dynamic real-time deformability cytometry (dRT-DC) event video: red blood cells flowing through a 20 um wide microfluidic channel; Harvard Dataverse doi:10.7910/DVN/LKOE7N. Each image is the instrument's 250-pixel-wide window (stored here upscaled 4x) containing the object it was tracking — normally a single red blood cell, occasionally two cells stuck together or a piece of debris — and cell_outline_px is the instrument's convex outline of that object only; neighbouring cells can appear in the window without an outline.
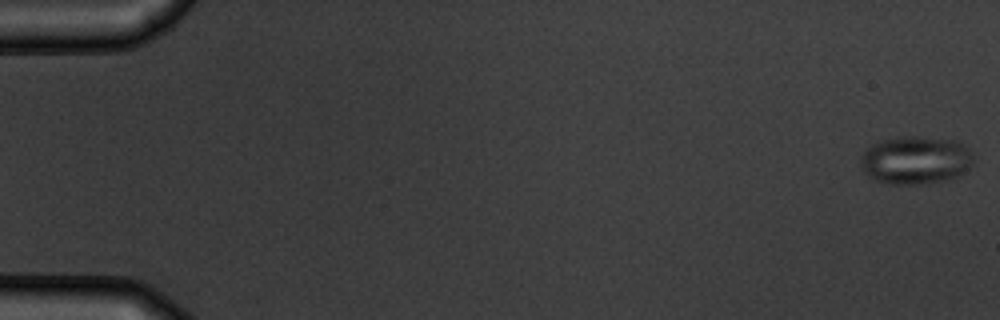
{"species": "common noctule bat (a hibernating species)", "species_latin": "Nyctalus noctula", "temperature_condition": "warm", "stored_images_in_passage": 5, "camera_frame_rate_fps": 3000, "um_per_image_px": 0.085, "animal": {"sex": "male", "body_mass_g": 19.5, "forearm_length_mm": 54.6}, "frame": {"image": 1, "passage_image": 1, "time_ms": 0.0, "image_size_px": [1000, 320], "cell_outline_px": [[972, 164], [968, 168], [952, 180], [924, 184], [892, 184], [876, 180], [860, 172], [860, 160], [864, 152], [872, 144], [880, 140], [896, 136], [920, 136], [956, 140], [964, 144], [968, 148], [972, 156]], "centroid_in_image_um": [77.8, 13.61], "position_along_channel_um": 7.2, "area_um2": 32.14}}